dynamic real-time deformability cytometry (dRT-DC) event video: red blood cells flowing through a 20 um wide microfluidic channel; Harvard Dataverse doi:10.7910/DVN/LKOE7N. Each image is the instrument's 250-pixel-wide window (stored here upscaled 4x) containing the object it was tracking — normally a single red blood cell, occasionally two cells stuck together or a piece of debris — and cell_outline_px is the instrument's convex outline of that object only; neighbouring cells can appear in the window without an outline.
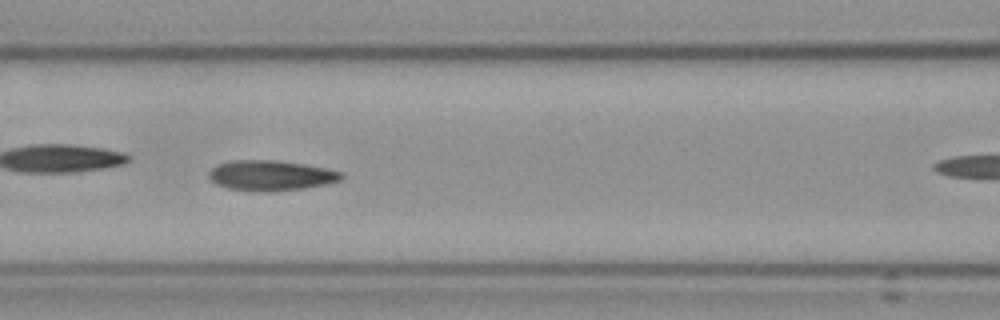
{"species": "Egyptian fruit bat (a non-hibernating species)", "species_latin": "Rousettus aegyptiacus", "temperature_condition": "cold", "stored_images_in_passage": 11, "camera_frame_rate_fps": 3000, "um_per_image_px": 0.085, "frame": {"image": 1, "passage_image": 8, "time_ms": 8.0, "image_size_px": [1000, 320], "cell_outline_px": [[344, 176], [340, 180], [324, 184], [300, 188], [272, 192], [260, 192], [228, 188], [216, 184], [208, 176], [208, 172], [216, 164], [232, 160], [276, 160], [304, 164], [324, 168], [340, 172]], "centroid_in_image_um": [22.96, 14.91], "position_along_channel_um": 143.6, "area_um2": 23.24}}